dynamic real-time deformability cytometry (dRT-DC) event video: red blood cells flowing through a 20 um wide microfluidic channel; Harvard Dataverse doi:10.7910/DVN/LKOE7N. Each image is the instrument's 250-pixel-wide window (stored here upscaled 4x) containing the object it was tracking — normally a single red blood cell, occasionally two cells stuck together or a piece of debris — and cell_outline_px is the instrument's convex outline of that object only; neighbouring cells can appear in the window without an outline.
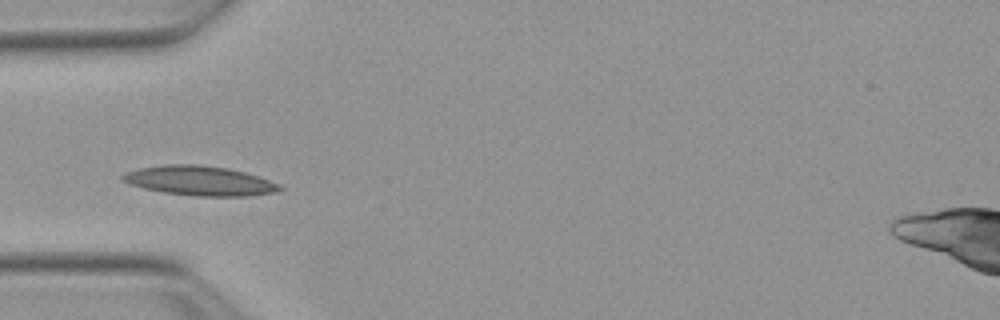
{"species": "Egyptian fruit bat (a non-hibernating species)", "species_latin": "Rousettus aegyptiacus", "temperature_condition": "warm", "stored_images_in_passage": 13, "camera_frame_rate_fps": 3000, "um_per_image_px": 0.085, "animal": {"sex": "female"}, "frame": {"image": 1, "passage_image": 1, "time_ms": 0.0, "image_size_px": [1000, 320], "cell_outline_px": [[284, 188], [276, 192], [248, 196], [196, 196], [164, 192], [144, 188], [128, 184], [120, 180], [120, 176], [124, 172], [140, 168], [164, 164], [196, 164], [228, 168], [244, 172], [280, 184]], "centroid_in_image_um": [16.93, 15.36], "position_along_channel_um": 68.1, "area_um2": 27.11}}
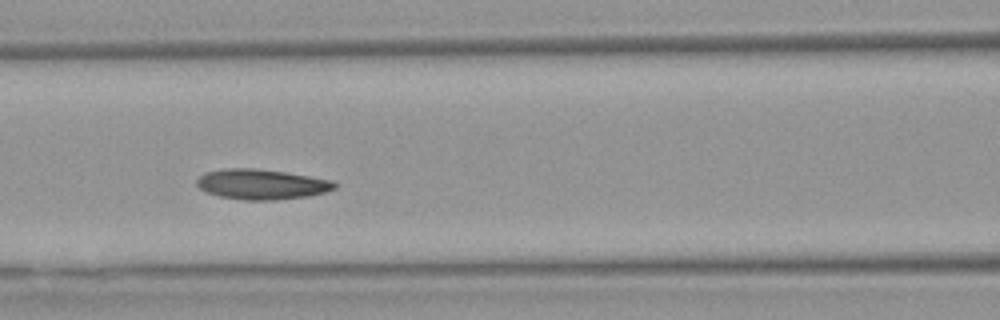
{"frame": {"image": 2, "passage_image": 7, "time_ms": 2.0, "image_size_px": [1000, 320], "cell_outline_px": [[336, 188], [324, 192], [308, 196], [276, 200], [244, 200], [220, 196], [208, 192], [200, 188], [196, 184], [196, 180], [204, 172], [224, 168], [256, 168], [288, 172], [332, 180], [336, 184]], "centroid_in_image_um": [22.23, 15.65], "position_along_channel_um": 144.4, "area_um2": 24.33}}
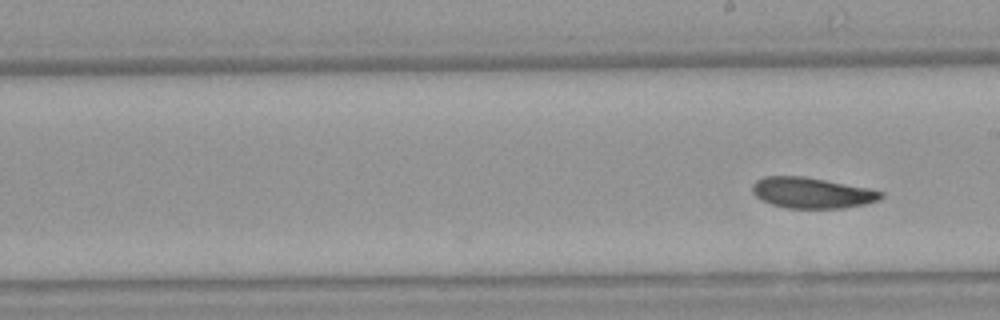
{"frame": {"image": 3, "passage_image": 13, "time_ms": 4.0, "image_size_px": [1000, 320], "cell_outline_px": [[884, 196], [880, 200], [864, 204], [844, 208], [784, 208], [760, 200], [752, 192], [752, 184], [756, 180], [764, 176], [800, 176], [824, 180], [868, 188], [884, 192]], "centroid_in_image_um": [68.99, 16.4], "position_along_channel_um": 220.0, "area_um2": 23.06}}